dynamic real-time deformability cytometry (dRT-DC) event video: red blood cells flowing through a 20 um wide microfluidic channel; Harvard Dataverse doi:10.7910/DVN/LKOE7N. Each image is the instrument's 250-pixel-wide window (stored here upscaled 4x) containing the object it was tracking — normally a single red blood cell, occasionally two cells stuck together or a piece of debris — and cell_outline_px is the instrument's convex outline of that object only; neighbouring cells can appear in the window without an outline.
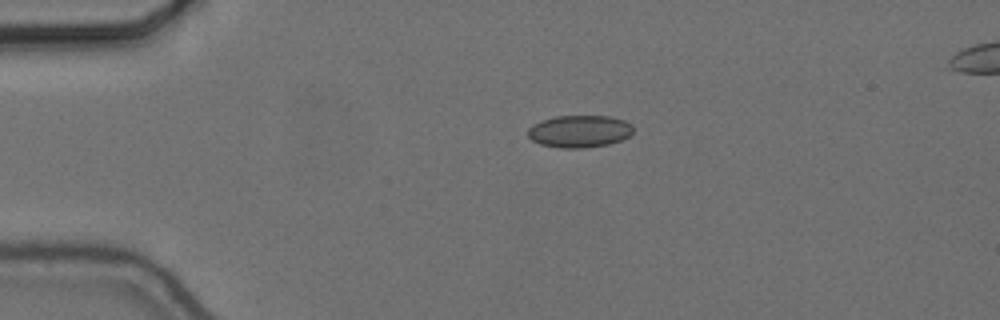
{"species": "common noctule bat (a hibernating species)", "species_latin": "Nyctalus noctula", "temperature_condition": "cold", "stored_images_in_passage": 45, "camera_frame_rate_fps": 3000, "um_per_image_px": 0.085, "animal": {"sex": "female", "body_mass_g": 24.6, "forearm_length_mm": 56.2}, "frame": {"image": 1, "passage_image": 1, "time_ms": 0.0, "image_size_px": [1000, 320], "cell_outline_px": [[632, 132], [628, 136], [620, 140], [608, 144], [584, 148], [560, 148], [540, 144], [532, 140], [528, 136], [528, 128], [532, 124], [540, 120], [556, 116], [608, 116], [624, 120], [632, 124]], "centroid_in_image_um": [49.22, 11.16], "position_along_channel_um": 35.8, "area_um2": 19.83}}
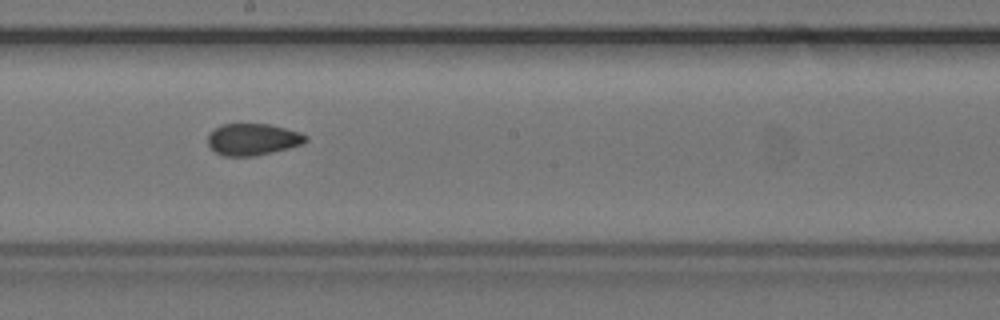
{"frame": {"image": 2, "passage_image": 20, "time_ms": 6.333, "image_size_px": [1000, 320], "cell_outline_px": [[308, 140], [304, 144], [256, 156], [224, 156], [216, 152], [208, 144], [208, 136], [216, 128], [224, 124], [268, 124], [300, 132], [308, 136]], "centroid_in_image_um": [21.53, 11.85], "position_along_channel_um": 226.7, "area_um2": 17.98}}
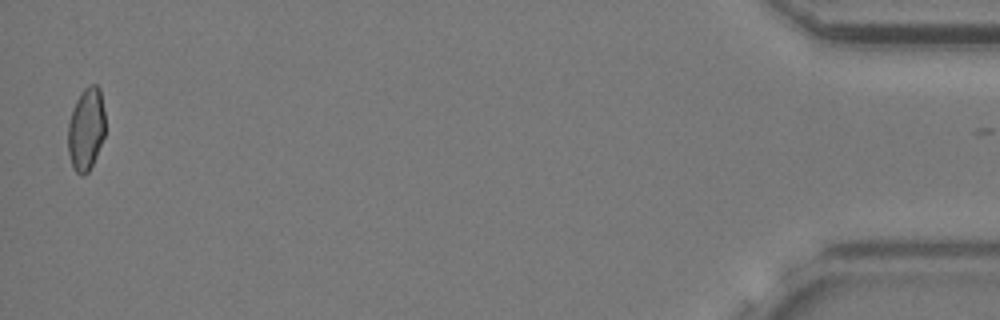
{"frame": {"image": 3, "passage_image": 44, "time_ms": 14.333, "image_size_px": [1000, 320], "cell_outline_px": [[104, 136], [96, 156], [88, 172], [84, 176], [80, 176], [72, 168], [68, 152], [68, 124], [72, 108], [80, 92], [88, 84], [96, 84], [100, 88], [104, 112]], "centroid_in_image_um": [7.3, 10.96], "position_along_channel_um": 427.9, "area_um2": 18.15}, "authors_computed_cell_mechanics": {"area_um2": 18.5538, "velocity_mm_per_s": 3.662, "shape_relaxation_time_tau1_ms": null, "shape_relaxation_time_tau2_ms": 1.8465, "deformation_change_tau1": null, "deformation_change_tau2": 0.0528}}